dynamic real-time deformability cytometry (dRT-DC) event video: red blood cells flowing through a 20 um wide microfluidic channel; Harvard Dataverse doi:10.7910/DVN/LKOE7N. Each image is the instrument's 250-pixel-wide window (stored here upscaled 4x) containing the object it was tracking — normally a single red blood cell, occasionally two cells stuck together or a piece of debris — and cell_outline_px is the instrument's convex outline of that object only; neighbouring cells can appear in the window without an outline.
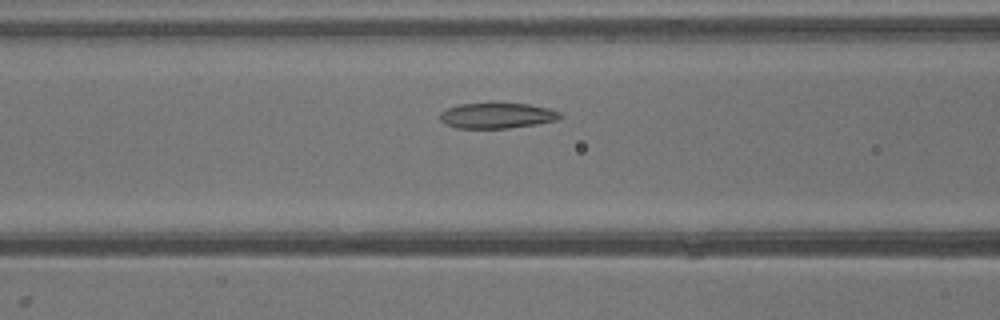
{"species": "common noctule bat (a hibernating species)", "species_latin": "Nyctalus noctula", "temperature_condition": "warm", "stored_images_in_passage": 34, "camera_frame_rate_fps": 3000, "um_per_image_px": 0.085, "animal": {"sex": "male", "body_mass_g": 13.3}, "frame": {"image": 1, "passage_image": 11, "time_ms": 3.333, "image_size_px": [1000, 320], "cell_outline_px": [[564, 116], [556, 120], [536, 124], [508, 128], [456, 128], [444, 124], [440, 120], [440, 112], [448, 108], [460, 104], [488, 100], [492, 100], [532, 104], [552, 108], [560, 112]], "centroid_in_image_um": [42.26, 9.77], "position_along_channel_um": 124.3, "area_um2": 18.96}}
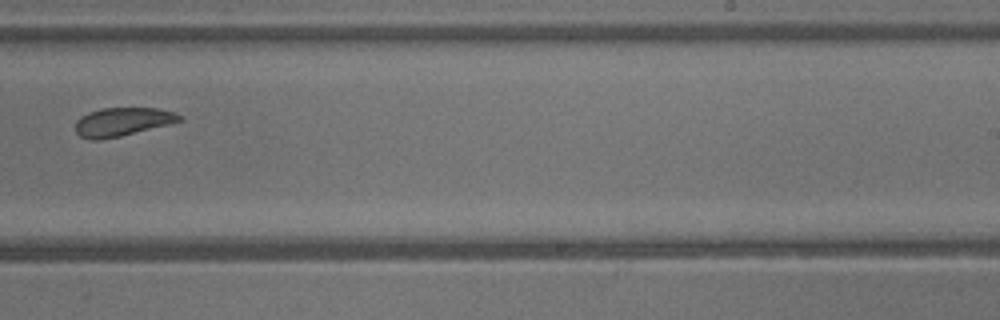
{"frame": {"image": 2, "passage_image": 20, "time_ms": 6.333, "image_size_px": [1000, 320], "cell_outline_px": [[184, 120], [120, 136], [100, 140], [92, 140], [80, 136], [76, 132], [76, 120], [80, 116], [88, 112], [100, 108], [156, 108], [176, 112]], "centroid_in_image_um": [10.38, 10.34], "position_along_channel_um": 278.6, "area_um2": 17.22}}
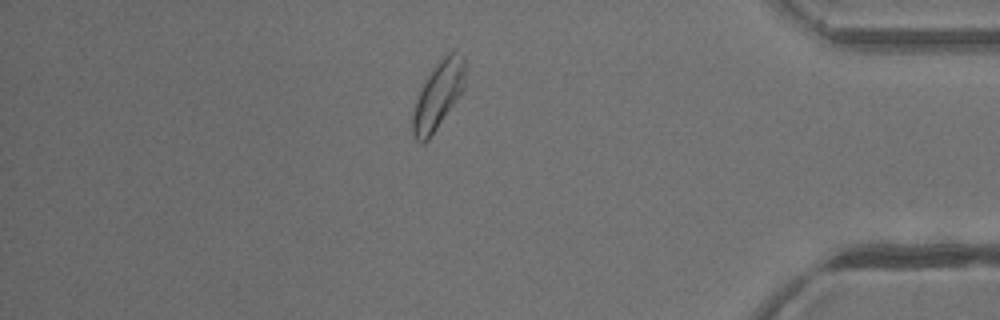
{"frame": {"image": 3, "passage_image": 29, "time_ms": 9.333, "image_size_px": [1000, 320], "cell_outline_px": [[464, 88], [456, 100], [428, 140], [424, 144], [420, 144], [412, 136], [412, 112], [416, 100], [428, 76], [440, 60], [448, 52], [456, 52], [464, 60]], "centroid_in_image_um": [37.2, 8.17], "position_along_channel_um": 398.0, "area_um2": 20.0}}